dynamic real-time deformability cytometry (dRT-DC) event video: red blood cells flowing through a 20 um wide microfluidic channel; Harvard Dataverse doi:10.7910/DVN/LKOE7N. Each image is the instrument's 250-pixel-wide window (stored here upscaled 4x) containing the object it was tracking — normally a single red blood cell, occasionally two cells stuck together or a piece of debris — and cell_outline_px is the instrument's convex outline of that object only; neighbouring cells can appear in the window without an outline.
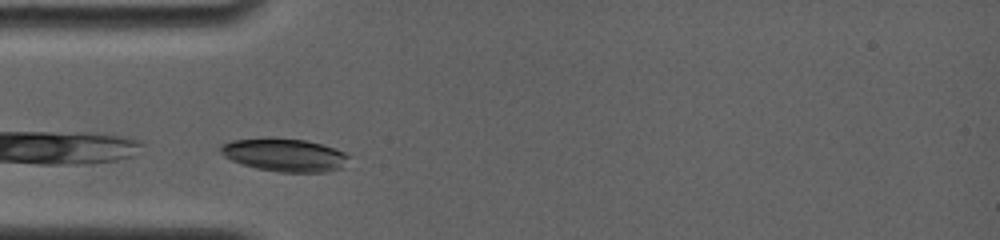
{"species": "common noctule bat (a hibernating species)", "species_latin": "Nyctalus noctula", "temperature_condition": "room temperature", "stored_images_in_passage": 21, "camera_frame_rate_fps": 4000, "um_per_image_px": 0.085, "animal": {"sex": "female", "body_mass_g": 19.0, "forearm_length_mm": 56.7}, "frame": {"image": 1, "passage_image": 1, "time_ms": 0.0, "image_size_px": [1000, 240], "cell_outline_px": [[348, 156], [340, 168], [324, 172], [280, 172], [256, 168], [240, 164], [224, 156], [216, 148], [220, 144], [232, 140], [304, 140], [336, 148], [344, 152]], "centroid_in_image_um": [24.13, 13.2], "position_along_channel_um": 60.9, "area_um2": 23.87}}
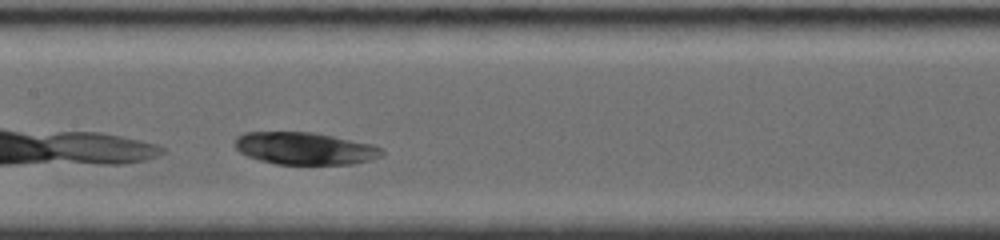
{"frame": {"image": 2, "passage_image": 9, "time_ms": 3.25, "image_size_px": [1000, 240], "cell_outline_px": [[384, 156], [372, 160], [352, 164], [276, 164], [260, 160], [248, 156], [240, 152], [236, 148], [236, 136], [244, 132], [312, 132], [372, 144], [384, 148]], "centroid_in_image_um": [25.96, 12.62], "position_along_channel_um": 181.4, "area_um2": 27.74}}
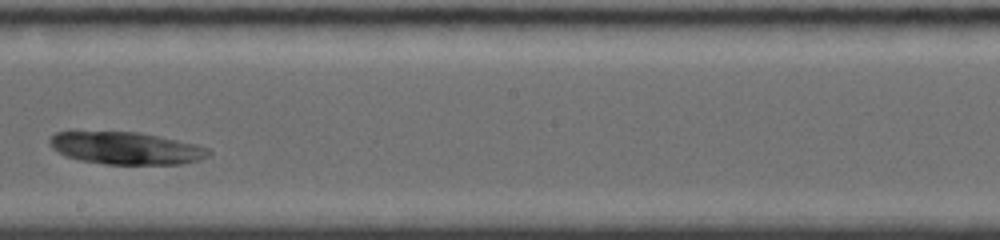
{"frame": {"image": 3, "passage_image": 13, "time_ms": 4.75, "image_size_px": [1000, 240], "cell_outline_px": [[212, 152], [208, 156], [200, 160], [180, 164], [104, 164], [80, 160], [68, 156], [52, 148], [48, 140], [56, 132], [140, 132], [196, 144], [208, 148]], "centroid_in_image_um": [10.75, 12.6], "position_along_channel_um": 237.4, "area_um2": 29.77}}